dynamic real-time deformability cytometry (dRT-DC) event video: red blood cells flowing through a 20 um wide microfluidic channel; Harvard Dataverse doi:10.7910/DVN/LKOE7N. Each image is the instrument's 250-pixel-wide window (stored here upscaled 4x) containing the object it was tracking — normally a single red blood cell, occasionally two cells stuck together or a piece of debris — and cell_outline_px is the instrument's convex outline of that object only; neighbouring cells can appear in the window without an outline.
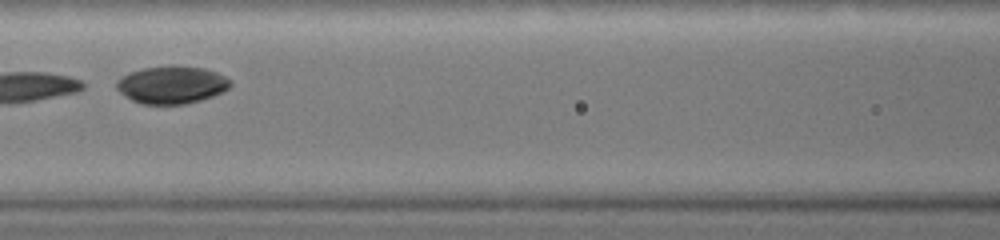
{"species": "common noctule bat (a hibernating species)", "species_latin": "Nyctalus noctula", "temperature_condition": "warm", "stored_images_in_passage": 13, "camera_frame_rate_fps": 3000, "um_per_image_px": 0.085, "animal": {"sex": "female", "body_mass_g": 19.0, "forearm_length_mm": 51.5}, "frame": {"image": 1, "passage_image": 4, "time_ms": 2.333, "image_size_px": [1000, 240], "cell_outline_px": [[232, 84], [224, 92], [188, 104], [140, 104], [124, 96], [116, 88], [116, 80], [120, 76], [128, 72], [144, 68], [204, 68], [216, 72], [224, 76]], "centroid_in_image_um": [14.55, 7.25], "position_along_channel_um": 152.0, "area_um2": 24.45}}